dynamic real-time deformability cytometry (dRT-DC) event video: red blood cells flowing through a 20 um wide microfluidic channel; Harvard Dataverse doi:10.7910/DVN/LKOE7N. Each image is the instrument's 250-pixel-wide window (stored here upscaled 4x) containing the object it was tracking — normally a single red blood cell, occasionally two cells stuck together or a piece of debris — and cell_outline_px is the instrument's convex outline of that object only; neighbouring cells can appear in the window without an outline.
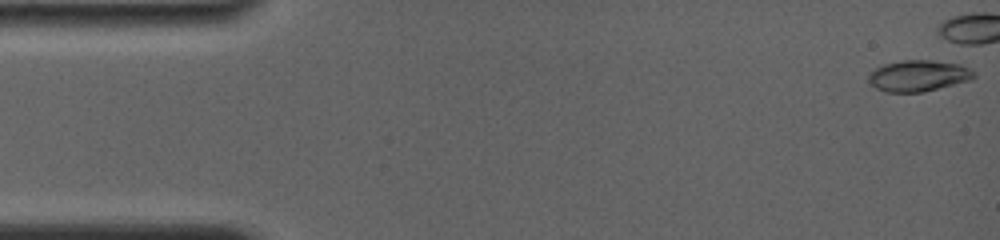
{"species": "common noctule bat (a hibernating species)", "species_latin": "Nyctalus noctula", "temperature_condition": "room temperature", "stored_images_in_passage": 35, "camera_frame_rate_fps": 4000, "um_per_image_px": 0.085, "animal": {"sex": "female", "body_mass_g": 19.0, "forearm_length_mm": 56.7}, "frame": {"image": 1, "passage_image": 1, "time_ms": 0.0, "image_size_px": [1000, 240], "cell_outline_px": [[976, 76], [972, 80], [924, 92], [884, 92], [876, 88], [868, 80], [868, 72], [884, 64], [904, 60], [932, 60], [960, 64], [976, 72]], "centroid_in_image_um": [78.08, 6.44], "position_along_channel_um": 6.9, "area_um2": 19.36}}
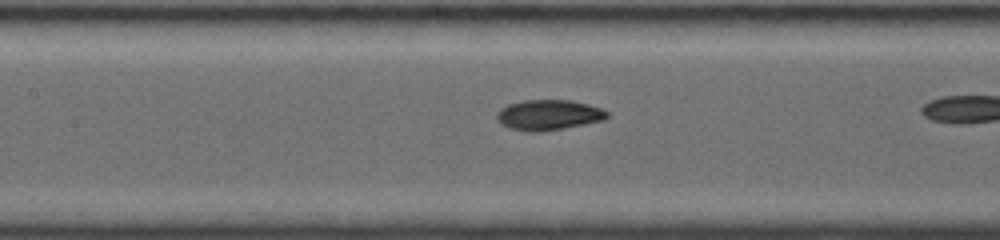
{"frame": {"image": 2, "passage_image": 20, "time_ms": 7.25, "image_size_px": [1000, 240], "cell_outline_px": [[608, 116], [604, 120], [564, 128], [540, 132], [528, 132], [508, 128], [500, 124], [496, 120], [496, 112], [500, 108], [508, 104], [520, 100], [568, 100], [588, 104], [600, 108], [608, 112]], "centroid_in_image_um": [46.56, 9.77], "position_along_channel_um": 160.8, "area_um2": 19.71}}
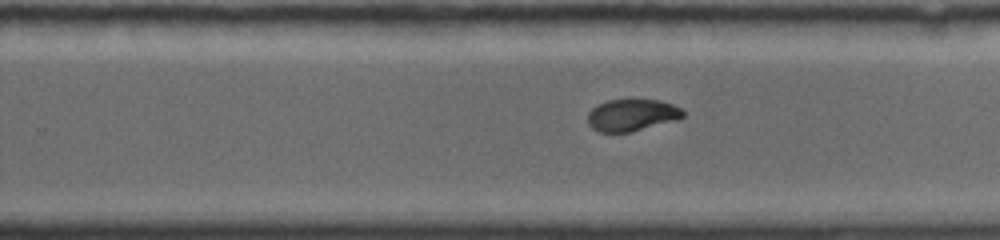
{"frame": {"image": 3, "passage_image": 29, "time_ms": 10.25, "image_size_px": [1000, 240], "cell_outline_px": [[684, 116], [680, 120], [628, 132], [600, 132], [592, 128], [588, 124], [588, 112], [596, 104], [608, 100], [660, 100], [672, 104], [680, 108], [684, 112]], "centroid_in_image_um": [53.72, 9.78], "position_along_channel_um": 276.1, "area_um2": 17.8}}